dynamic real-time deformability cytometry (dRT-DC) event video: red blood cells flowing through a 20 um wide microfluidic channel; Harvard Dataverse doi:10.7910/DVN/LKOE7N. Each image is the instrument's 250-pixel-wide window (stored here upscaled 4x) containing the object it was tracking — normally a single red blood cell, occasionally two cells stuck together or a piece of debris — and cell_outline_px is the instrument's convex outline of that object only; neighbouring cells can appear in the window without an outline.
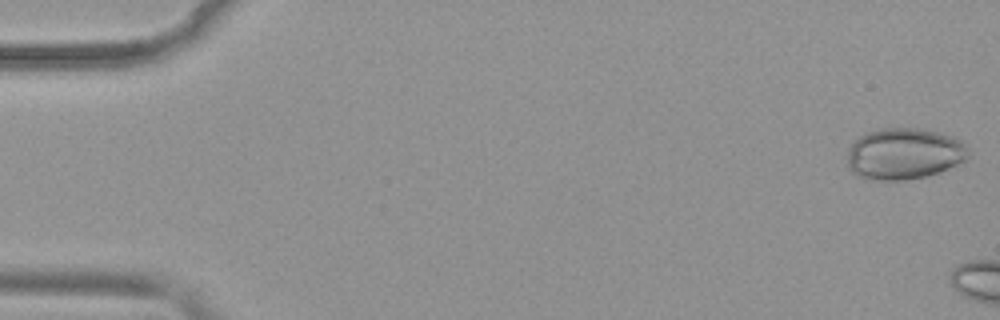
{"species": "common noctule bat (a hibernating species)", "species_latin": "Nyctalus noctula", "temperature_condition": "warm", "stored_images_in_passage": 8, "camera_frame_rate_fps": 3000, "um_per_image_px": 0.085, "animal": {"sex": "female", "body_mass_g": 19.9}, "frame": {"image": 1, "passage_image": 1, "time_ms": 0.0, "image_size_px": [1000, 320], "cell_outline_px": [[968, 156], [964, 160], [948, 168], [924, 176], [900, 180], [884, 180], [860, 176], [852, 172], [848, 168], [848, 148], [852, 140], [868, 132], [880, 128], [920, 128], [940, 132], [952, 136], [960, 140], [964, 144]], "centroid_in_image_um": [76.81, 13.04], "position_along_channel_um": 8.2, "area_um2": 35.89}}